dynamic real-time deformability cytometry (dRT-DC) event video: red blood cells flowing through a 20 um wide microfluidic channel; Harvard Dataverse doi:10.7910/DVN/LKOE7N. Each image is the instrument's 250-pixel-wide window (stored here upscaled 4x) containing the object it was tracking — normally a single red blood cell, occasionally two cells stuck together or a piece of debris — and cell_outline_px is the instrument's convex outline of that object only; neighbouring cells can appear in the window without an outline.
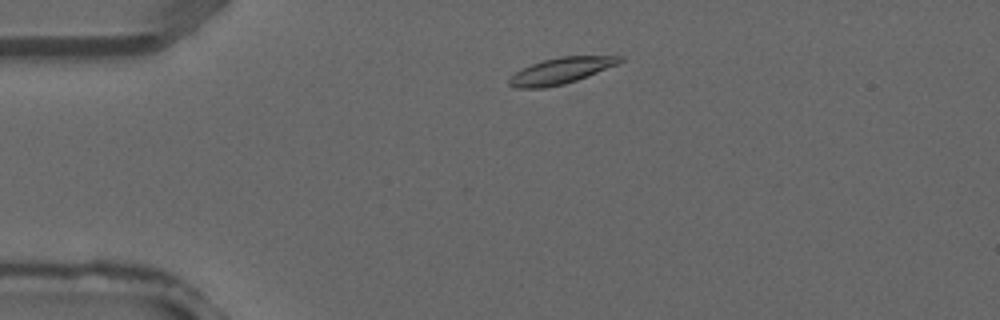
{"species": "common noctule bat (a hibernating species)", "species_latin": "Nyctalus noctula", "temperature_condition": "warm", "stored_images_in_passage": 34, "camera_frame_rate_fps": 3000, "um_per_image_px": 0.085, "animal": {"sex": "male", "forearm_length_mm": 52.5}, "frame": {"image": 1, "passage_image": 4, "time_ms": 1.0, "image_size_px": [1000, 320], "cell_outline_px": [[624, 60], [616, 64], [588, 76], [564, 84], [544, 88], [516, 88], [508, 84], [508, 80], [516, 72], [532, 64], [544, 60], [560, 56], [624, 56]], "centroid_in_image_um": [47.68, 6.02], "position_along_channel_um": 37.3, "area_um2": 16.59}}
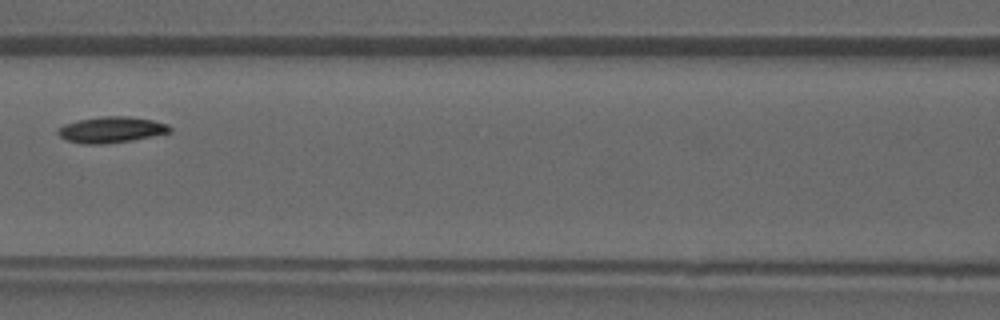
{"frame": {"image": 2, "passage_image": 13, "time_ms": 4.0, "image_size_px": [1000, 320], "cell_outline_px": [[172, 132], [132, 140], [104, 144], [84, 144], [68, 140], [60, 136], [56, 132], [56, 128], [64, 124], [76, 120], [100, 116], [128, 116], [152, 120], [168, 124], [172, 128]], "centroid_in_image_um": [9.44, 11.02], "position_along_channel_um": 157.2, "area_um2": 17.11}}
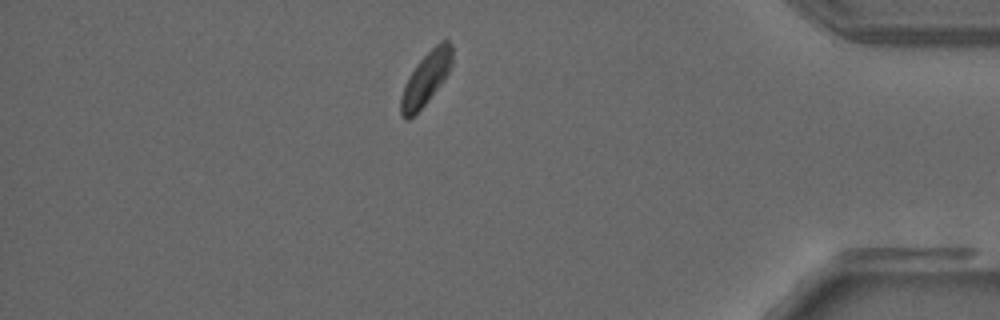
{"frame": {"image": 3, "passage_image": 29, "time_ms": 9.333, "image_size_px": [1000, 320], "cell_outline_px": [[452, 64], [444, 80], [428, 100], [408, 120], [404, 120], [400, 112], [400, 100], [404, 88], [416, 64], [436, 44], [444, 40], [448, 40], [452, 44]], "centroid_in_image_um": [36.22, 6.67], "position_along_channel_um": 399.0, "area_um2": 15.37}}